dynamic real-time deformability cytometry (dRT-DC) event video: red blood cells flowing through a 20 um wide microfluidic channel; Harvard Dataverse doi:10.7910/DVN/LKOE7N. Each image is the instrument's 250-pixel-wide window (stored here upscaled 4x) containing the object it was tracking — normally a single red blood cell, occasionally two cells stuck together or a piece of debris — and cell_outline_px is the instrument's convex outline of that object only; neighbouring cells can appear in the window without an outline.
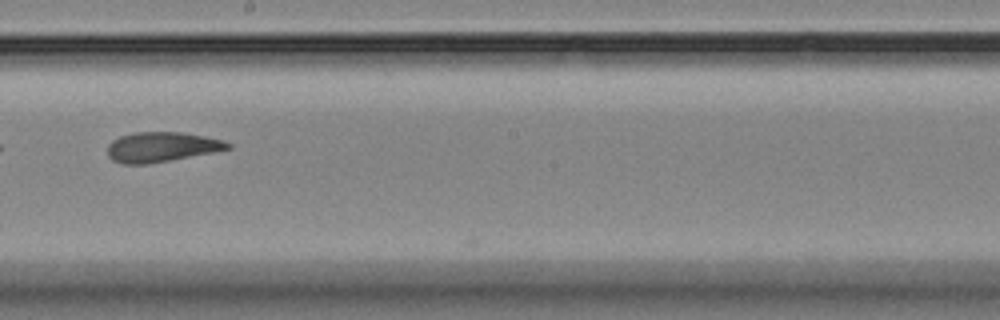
{"species": "Egyptian fruit bat (a non-hibernating species)", "species_latin": "Rousettus aegyptiacus", "temperature_condition": "room temperature", "stored_images_in_passage": 10, "camera_frame_rate_fps": 3000, "um_per_image_px": 0.085, "animal": {"sex": "female"}, "frame": {"image": 1, "passage_image": 7, "time_ms": 7.667, "image_size_px": [1000, 320], "cell_outline_px": [[232, 148], [216, 152], [148, 164], [124, 164], [112, 160], [108, 156], [108, 144], [112, 140], [120, 136], [136, 132], [180, 132], [204, 136], [224, 140], [232, 144]], "centroid_in_image_um": [13.76, 12.5], "position_along_channel_um": 234.4, "area_um2": 21.1}}
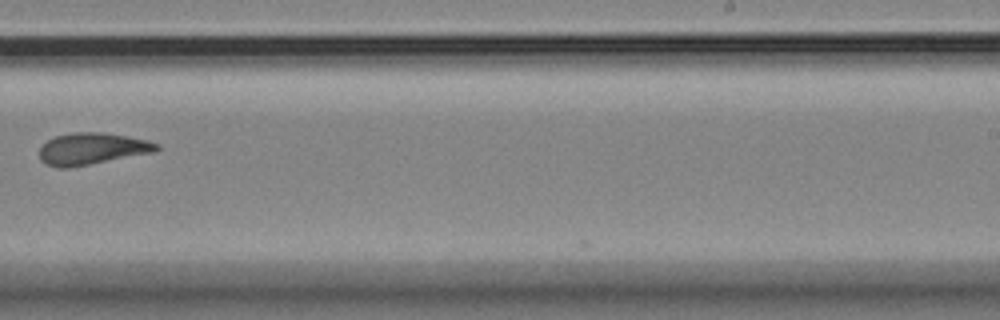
{"frame": {"image": 2, "passage_image": 8, "time_ms": 9.0, "image_size_px": [1000, 320], "cell_outline_px": [[160, 148], [156, 152], [68, 168], [56, 168], [44, 164], [40, 160], [40, 148], [48, 140], [56, 136], [72, 132], [104, 132], [128, 136], [148, 140], [160, 144]], "centroid_in_image_um": [7.84, 12.64], "position_along_channel_um": 281.2, "area_um2": 21.91}}
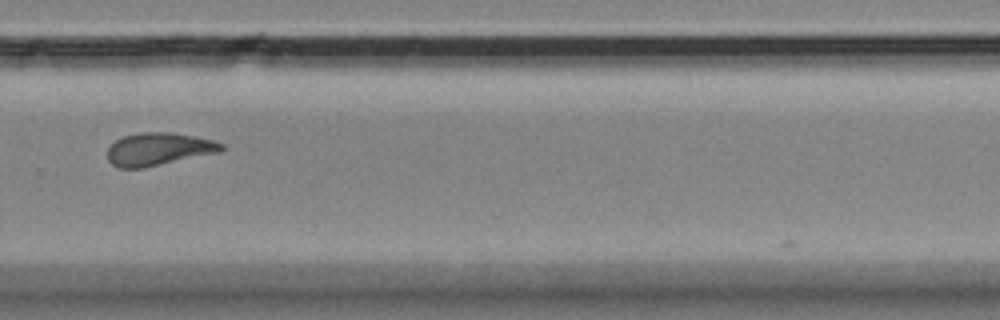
{"frame": {"image": 3, "passage_image": 9, "time_ms": 10.0, "image_size_px": [1000, 320], "cell_outline_px": [[224, 148], [220, 152], [144, 168], [120, 168], [112, 164], [108, 160], [108, 148], [116, 140], [124, 136], [140, 132], [172, 132], [196, 136], [212, 140], [224, 144]], "centroid_in_image_um": [13.5, 12.67], "position_along_channel_um": 316.3, "area_um2": 21.79}}